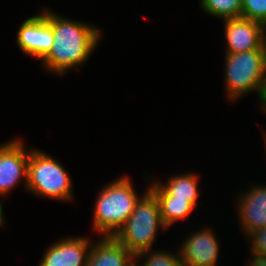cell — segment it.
Wrapping results in <instances>:
<instances>
[{
    "mask_svg": "<svg viewBox=\"0 0 266 266\" xmlns=\"http://www.w3.org/2000/svg\"><path fill=\"white\" fill-rule=\"evenodd\" d=\"M93 239L70 235L53 241L42 254L39 266H87Z\"/></svg>",
    "mask_w": 266,
    "mask_h": 266,
    "instance_id": "11",
    "label": "cell"
},
{
    "mask_svg": "<svg viewBox=\"0 0 266 266\" xmlns=\"http://www.w3.org/2000/svg\"><path fill=\"white\" fill-rule=\"evenodd\" d=\"M224 24V53H241L255 49H266V27L245 18L222 20Z\"/></svg>",
    "mask_w": 266,
    "mask_h": 266,
    "instance_id": "10",
    "label": "cell"
},
{
    "mask_svg": "<svg viewBox=\"0 0 266 266\" xmlns=\"http://www.w3.org/2000/svg\"><path fill=\"white\" fill-rule=\"evenodd\" d=\"M263 140H264V144H265V148L264 149H266V133H264V132H263Z\"/></svg>",
    "mask_w": 266,
    "mask_h": 266,
    "instance_id": "22",
    "label": "cell"
},
{
    "mask_svg": "<svg viewBox=\"0 0 266 266\" xmlns=\"http://www.w3.org/2000/svg\"><path fill=\"white\" fill-rule=\"evenodd\" d=\"M150 176V173L144 172L143 178L148 185L141 194L136 192L131 177L125 174L101 186L93 206L91 231L99 236L113 237L130 217L139 199L149 190Z\"/></svg>",
    "mask_w": 266,
    "mask_h": 266,
    "instance_id": "2",
    "label": "cell"
},
{
    "mask_svg": "<svg viewBox=\"0 0 266 266\" xmlns=\"http://www.w3.org/2000/svg\"><path fill=\"white\" fill-rule=\"evenodd\" d=\"M250 258L245 261V266H266V256L251 254Z\"/></svg>",
    "mask_w": 266,
    "mask_h": 266,
    "instance_id": "19",
    "label": "cell"
},
{
    "mask_svg": "<svg viewBox=\"0 0 266 266\" xmlns=\"http://www.w3.org/2000/svg\"><path fill=\"white\" fill-rule=\"evenodd\" d=\"M134 266H182L179 249L176 248L174 252L169 249L161 250L155 246L153 249L135 255Z\"/></svg>",
    "mask_w": 266,
    "mask_h": 266,
    "instance_id": "15",
    "label": "cell"
},
{
    "mask_svg": "<svg viewBox=\"0 0 266 266\" xmlns=\"http://www.w3.org/2000/svg\"><path fill=\"white\" fill-rule=\"evenodd\" d=\"M258 105H260L259 107L260 111H262L264 115L266 116V86H265L263 97Z\"/></svg>",
    "mask_w": 266,
    "mask_h": 266,
    "instance_id": "21",
    "label": "cell"
},
{
    "mask_svg": "<svg viewBox=\"0 0 266 266\" xmlns=\"http://www.w3.org/2000/svg\"><path fill=\"white\" fill-rule=\"evenodd\" d=\"M167 229L161 218L158 201L148 190L113 237L135 256L153 249L160 231L165 232Z\"/></svg>",
    "mask_w": 266,
    "mask_h": 266,
    "instance_id": "5",
    "label": "cell"
},
{
    "mask_svg": "<svg viewBox=\"0 0 266 266\" xmlns=\"http://www.w3.org/2000/svg\"><path fill=\"white\" fill-rule=\"evenodd\" d=\"M182 174H171L166 178V182L155 179V181L173 198L190 202L196 210L199 206V196L201 195L200 181L202 174L184 171ZM198 205V206H197Z\"/></svg>",
    "mask_w": 266,
    "mask_h": 266,
    "instance_id": "14",
    "label": "cell"
},
{
    "mask_svg": "<svg viewBox=\"0 0 266 266\" xmlns=\"http://www.w3.org/2000/svg\"><path fill=\"white\" fill-rule=\"evenodd\" d=\"M91 244L87 266H134V255L112 236H99Z\"/></svg>",
    "mask_w": 266,
    "mask_h": 266,
    "instance_id": "12",
    "label": "cell"
},
{
    "mask_svg": "<svg viewBox=\"0 0 266 266\" xmlns=\"http://www.w3.org/2000/svg\"><path fill=\"white\" fill-rule=\"evenodd\" d=\"M198 228H196V231H189L190 233H187L188 235H185V239L183 237L182 242L177 246L181 265L218 266L221 245L219 244L220 240H218L215 229L208 224Z\"/></svg>",
    "mask_w": 266,
    "mask_h": 266,
    "instance_id": "7",
    "label": "cell"
},
{
    "mask_svg": "<svg viewBox=\"0 0 266 266\" xmlns=\"http://www.w3.org/2000/svg\"><path fill=\"white\" fill-rule=\"evenodd\" d=\"M2 203V198L0 197V228L6 227L5 224L8 222L5 218V211ZM6 220V221H5Z\"/></svg>",
    "mask_w": 266,
    "mask_h": 266,
    "instance_id": "20",
    "label": "cell"
},
{
    "mask_svg": "<svg viewBox=\"0 0 266 266\" xmlns=\"http://www.w3.org/2000/svg\"><path fill=\"white\" fill-rule=\"evenodd\" d=\"M39 13L21 22L16 33L17 48L26 56L39 62L50 52L53 45V31L46 20V6Z\"/></svg>",
    "mask_w": 266,
    "mask_h": 266,
    "instance_id": "8",
    "label": "cell"
},
{
    "mask_svg": "<svg viewBox=\"0 0 266 266\" xmlns=\"http://www.w3.org/2000/svg\"><path fill=\"white\" fill-rule=\"evenodd\" d=\"M150 176L149 191L156 197L160 214L165 226L170 229L176 222H182L193 214L195 207L186 200L175 199L170 196L153 178ZM153 179V180H152Z\"/></svg>",
    "mask_w": 266,
    "mask_h": 266,
    "instance_id": "13",
    "label": "cell"
},
{
    "mask_svg": "<svg viewBox=\"0 0 266 266\" xmlns=\"http://www.w3.org/2000/svg\"><path fill=\"white\" fill-rule=\"evenodd\" d=\"M57 159L42 149L30 147L26 192L53 202H73L75 183Z\"/></svg>",
    "mask_w": 266,
    "mask_h": 266,
    "instance_id": "4",
    "label": "cell"
},
{
    "mask_svg": "<svg viewBox=\"0 0 266 266\" xmlns=\"http://www.w3.org/2000/svg\"><path fill=\"white\" fill-rule=\"evenodd\" d=\"M30 148L20 136L0 144V197L6 199L12 190L27 188V173Z\"/></svg>",
    "mask_w": 266,
    "mask_h": 266,
    "instance_id": "6",
    "label": "cell"
},
{
    "mask_svg": "<svg viewBox=\"0 0 266 266\" xmlns=\"http://www.w3.org/2000/svg\"><path fill=\"white\" fill-rule=\"evenodd\" d=\"M246 190L235 194L234 208L238 222V231L245 238L251 231L266 227V182L249 183ZM237 196V197H236Z\"/></svg>",
    "mask_w": 266,
    "mask_h": 266,
    "instance_id": "9",
    "label": "cell"
},
{
    "mask_svg": "<svg viewBox=\"0 0 266 266\" xmlns=\"http://www.w3.org/2000/svg\"><path fill=\"white\" fill-rule=\"evenodd\" d=\"M245 241L249 245V255L266 256V227L251 231L245 237Z\"/></svg>",
    "mask_w": 266,
    "mask_h": 266,
    "instance_id": "18",
    "label": "cell"
},
{
    "mask_svg": "<svg viewBox=\"0 0 266 266\" xmlns=\"http://www.w3.org/2000/svg\"><path fill=\"white\" fill-rule=\"evenodd\" d=\"M224 94L233 104L246 95L253 94L260 103L266 86V49L241 53H224Z\"/></svg>",
    "mask_w": 266,
    "mask_h": 266,
    "instance_id": "3",
    "label": "cell"
},
{
    "mask_svg": "<svg viewBox=\"0 0 266 266\" xmlns=\"http://www.w3.org/2000/svg\"><path fill=\"white\" fill-rule=\"evenodd\" d=\"M241 17L266 27V0H242Z\"/></svg>",
    "mask_w": 266,
    "mask_h": 266,
    "instance_id": "17",
    "label": "cell"
},
{
    "mask_svg": "<svg viewBox=\"0 0 266 266\" xmlns=\"http://www.w3.org/2000/svg\"><path fill=\"white\" fill-rule=\"evenodd\" d=\"M49 7H46V20L52 28L54 40L50 52L39 64L46 73L63 77L69 71L83 69L102 43L104 32L92 21L69 19Z\"/></svg>",
    "mask_w": 266,
    "mask_h": 266,
    "instance_id": "1",
    "label": "cell"
},
{
    "mask_svg": "<svg viewBox=\"0 0 266 266\" xmlns=\"http://www.w3.org/2000/svg\"><path fill=\"white\" fill-rule=\"evenodd\" d=\"M199 8L218 20L240 18L242 13V0H197Z\"/></svg>",
    "mask_w": 266,
    "mask_h": 266,
    "instance_id": "16",
    "label": "cell"
}]
</instances>
